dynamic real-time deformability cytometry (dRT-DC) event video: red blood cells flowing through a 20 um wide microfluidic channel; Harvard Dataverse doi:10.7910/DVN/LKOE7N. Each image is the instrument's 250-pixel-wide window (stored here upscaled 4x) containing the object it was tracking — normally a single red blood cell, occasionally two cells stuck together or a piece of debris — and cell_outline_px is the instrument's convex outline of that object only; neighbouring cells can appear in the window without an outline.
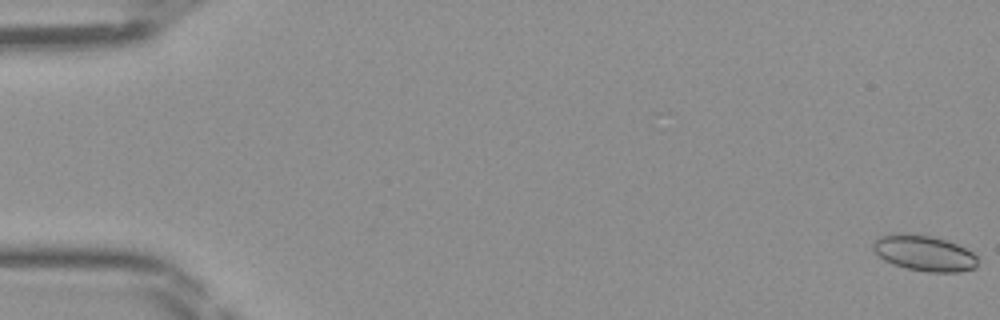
{"species": "Egyptian fruit bat (a non-hibernating species)", "species_latin": "Rousettus aegyptiacus", "temperature_condition": "room temperature", "stored_images_in_passage": 48, "camera_frame_rate_fps": 3000, "um_per_image_px": 0.085, "frame": {"image": 1, "passage_image": 1, "time_ms": 0.0, "image_size_px": [1000, 320], "cell_outline_px": [[976, 268], [960, 272], [928, 272], [904, 268], [892, 264], [884, 260], [872, 248], [872, 244], [880, 236], [896, 232], [912, 232], [932, 236], [956, 244], [972, 252], [976, 256]], "centroid_in_image_um": [78.52, 21.5], "position_along_channel_um": 6.5, "area_um2": 21.96}}
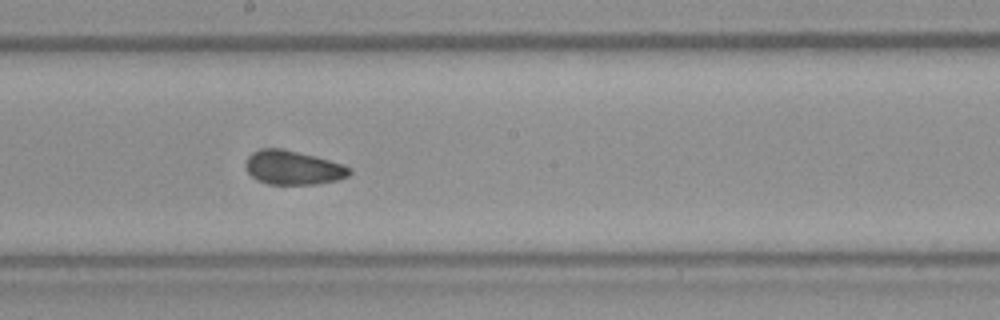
{"frame": {"image": 2, "passage_image": 27, "time_ms": 8.667, "image_size_px": [1000, 320], "cell_outline_px": [[352, 172], [348, 176], [336, 180], [316, 184], [268, 184], [252, 176], [244, 168], [244, 164], [248, 156], [252, 152], [264, 148], [280, 148], [316, 156], [344, 164], [352, 168]], "centroid_in_image_um": [24.92, 14.24], "position_along_channel_um": 223.3, "area_um2": 20.63}}
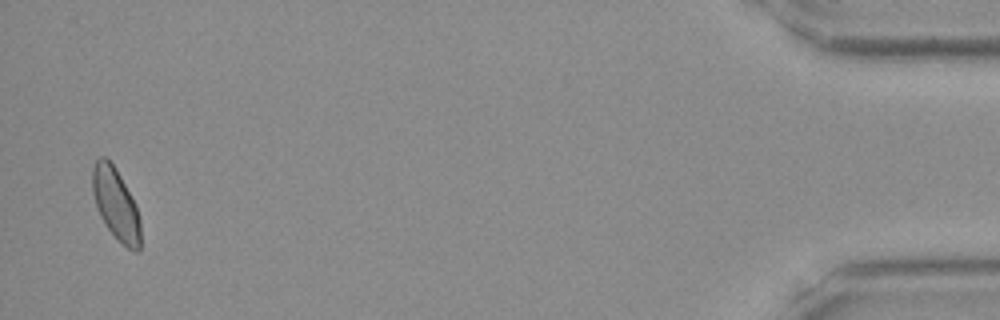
{"frame": {"image": 3, "passage_image": 47, "time_ms": 15.333, "image_size_px": [1000, 320], "cell_outline_px": [[140, 248], [136, 252], [128, 248], [104, 224], [100, 216], [92, 192], [92, 168], [96, 160], [100, 156], [104, 156], [116, 168], [136, 204], [140, 220]], "centroid_in_image_um": [9.84, 17.31], "position_along_channel_um": 425.4, "area_um2": 19.88}}